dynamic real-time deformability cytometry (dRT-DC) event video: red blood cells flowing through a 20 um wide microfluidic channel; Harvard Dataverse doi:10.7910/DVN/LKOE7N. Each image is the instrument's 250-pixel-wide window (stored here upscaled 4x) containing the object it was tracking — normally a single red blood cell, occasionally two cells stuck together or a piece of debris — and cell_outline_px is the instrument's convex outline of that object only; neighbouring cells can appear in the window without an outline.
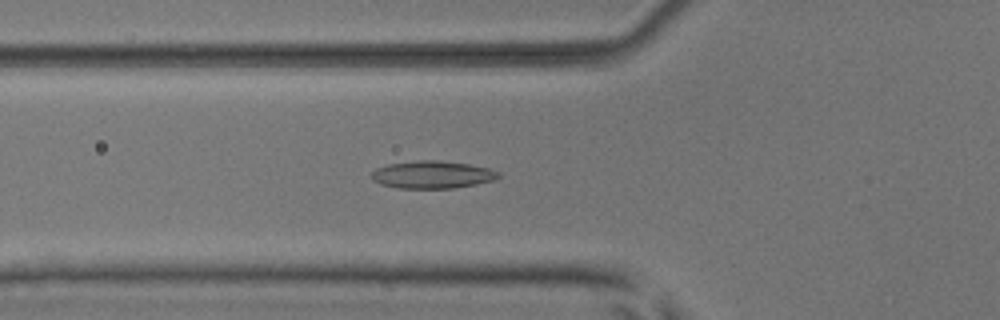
{"species": "common noctule bat (a hibernating species)", "species_latin": "Nyctalus noctula", "temperature_condition": "room temperature", "stored_images_in_passage": 52, "camera_frame_rate_fps": 3000, "um_per_image_px": 0.085, "animal": {"sex": "male", "body_mass_g": 17.9, "forearm_length_mm": 54.2}, "frame": {"image": 1, "passage_image": 19, "time_ms": 6.0, "image_size_px": [1000, 320], "cell_outline_px": [[500, 176], [496, 180], [476, 184], [452, 188], [396, 188], [380, 184], [372, 180], [372, 172], [376, 168], [388, 164], [420, 160], [436, 160], [468, 164], [488, 168], [500, 172]], "centroid_in_image_um": [36.75, 14.85], "position_along_channel_um": 89.1, "area_um2": 20.35}}
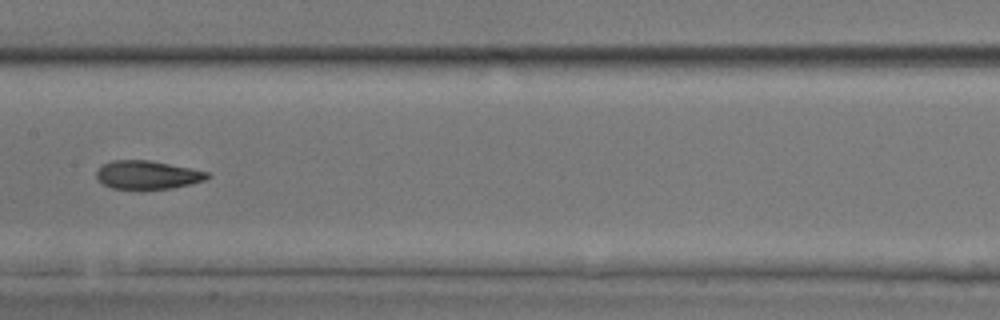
{"frame": {"image": 2, "passage_image": 27, "time_ms": 8.667, "image_size_px": [1000, 320], "cell_outline_px": [[212, 176], [204, 180], [172, 188], [112, 188], [96, 180], [96, 172], [104, 164], [112, 160], [148, 160], [192, 168], [208, 172]], "centroid_in_image_um": [12.53, 14.85], "position_along_channel_um": 194.9, "area_um2": 18.09}}
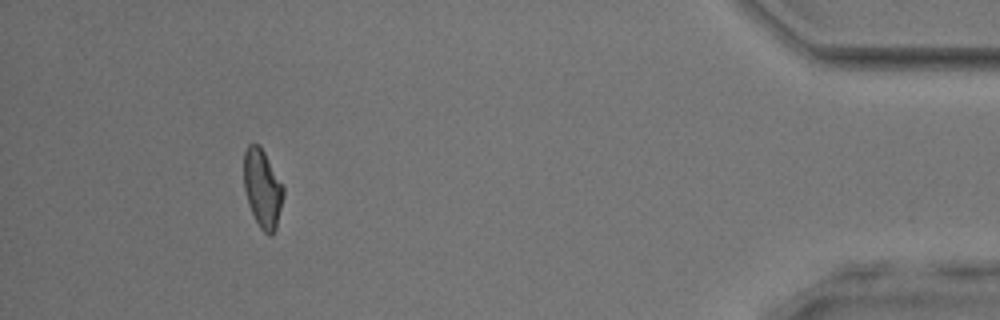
{"frame": {"image": 3, "passage_image": 48, "time_ms": 15.667, "image_size_px": [1000, 320], "cell_outline_px": [[284, 196], [276, 228], [272, 236], [268, 236], [260, 228], [248, 204], [244, 188], [244, 152], [248, 144], [260, 144], [284, 184]], "centroid_in_image_um": [22.33, 16.0], "position_along_channel_um": 412.9, "area_um2": 18.38}, "authors_computed_cell_mechanics": {"area_um2": 19.0451, "velocity_mm_per_s": 3.9683, "shape_relaxation_time_tau1_ms": null, "shape_relaxation_time_tau2_ms": 2.5041, "deformation_change_tau1": null, "deformation_change_tau2": 0.0983}}